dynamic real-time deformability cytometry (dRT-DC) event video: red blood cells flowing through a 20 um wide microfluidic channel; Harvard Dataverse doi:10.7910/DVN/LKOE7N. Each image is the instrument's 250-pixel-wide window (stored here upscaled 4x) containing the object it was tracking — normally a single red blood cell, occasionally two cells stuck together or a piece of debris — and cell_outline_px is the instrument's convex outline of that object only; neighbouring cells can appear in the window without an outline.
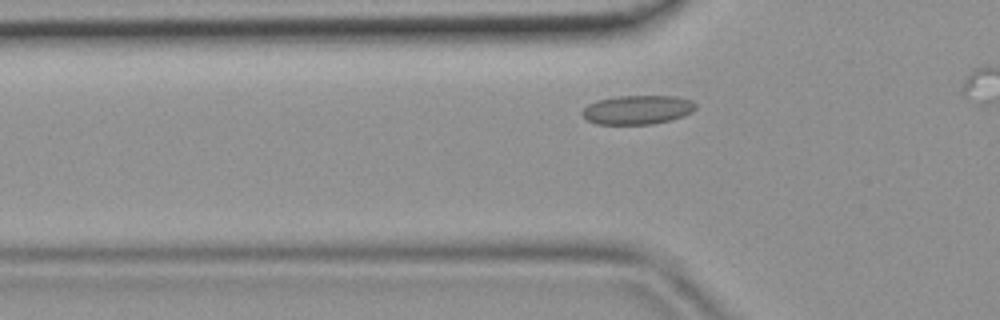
{"species": "common noctule bat (a hibernating species)", "species_latin": "Nyctalus noctula", "temperature_condition": "room temperature", "stored_images_in_passage": 13, "camera_frame_rate_fps": 3000, "um_per_image_px": 0.085, "animal": {"sex": "female", "body_mass_g": 19.9}, "frame": {"image": 1, "passage_image": 8, "time_ms": 2.333, "image_size_px": [1000, 320], "cell_outline_px": [[696, 108], [692, 112], [684, 116], [652, 124], [596, 124], [588, 120], [580, 112], [588, 104], [596, 100], [616, 96], [676, 96], [692, 100], [696, 104]], "centroid_in_image_um": [54.18, 9.32], "position_along_channel_um": 71.6, "area_um2": 19.25}}
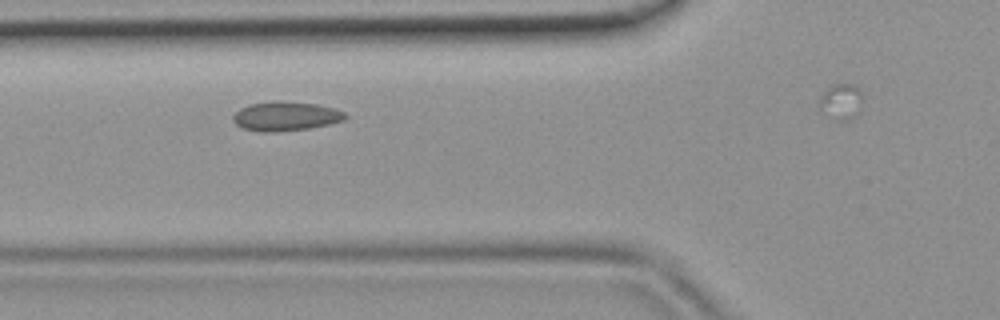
{"frame": {"image": 2, "passage_image": 10, "time_ms": 3.0, "image_size_px": [1000, 320], "cell_outline_px": [[348, 116], [344, 120], [328, 124], [308, 128], [276, 132], [260, 132], [244, 128], [236, 124], [232, 120], [232, 116], [240, 108], [248, 104], [276, 100], [316, 104], [332, 108], [344, 112]], "centroid_in_image_um": [24.24, 9.87], "position_along_channel_um": 101.6, "area_um2": 19.07}}